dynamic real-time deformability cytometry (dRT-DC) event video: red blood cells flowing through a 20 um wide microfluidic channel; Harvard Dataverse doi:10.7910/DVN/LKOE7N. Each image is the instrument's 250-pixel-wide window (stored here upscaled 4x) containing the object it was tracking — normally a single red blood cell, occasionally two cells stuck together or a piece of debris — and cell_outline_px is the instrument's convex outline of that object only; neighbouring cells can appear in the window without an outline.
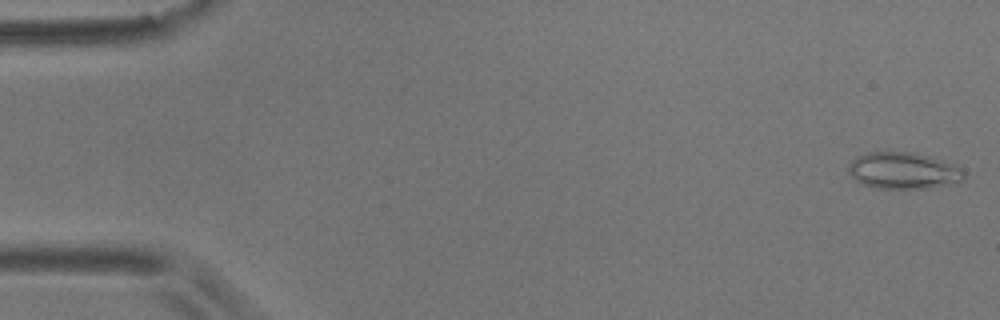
{"species": "common noctule bat (a hibernating species)", "species_latin": "Nyctalus noctula", "temperature_condition": "room temperature", "stored_images_in_passage": 6, "camera_frame_rate_fps": 3000, "um_per_image_px": 0.085, "animal": {"sex": "male", "body_mass_g": 17.9}, "frame": {"image": 1, "passage_image": 1, "time_ms": 0.0, "image_size_px": [1000, 320], "cell_outline_px": [[964, 180], [928, 188], [876, 188], [864, 184], [856, 180], [848, 172], [848, 164], [856, 156], [868, 152], [912, 152], [928, 156], [956, 164], [964, 168]], "centroid_in_image_um": [76.79, 14.49], "position_along_channel_um": 8.2, "area_um2": 24.62}}